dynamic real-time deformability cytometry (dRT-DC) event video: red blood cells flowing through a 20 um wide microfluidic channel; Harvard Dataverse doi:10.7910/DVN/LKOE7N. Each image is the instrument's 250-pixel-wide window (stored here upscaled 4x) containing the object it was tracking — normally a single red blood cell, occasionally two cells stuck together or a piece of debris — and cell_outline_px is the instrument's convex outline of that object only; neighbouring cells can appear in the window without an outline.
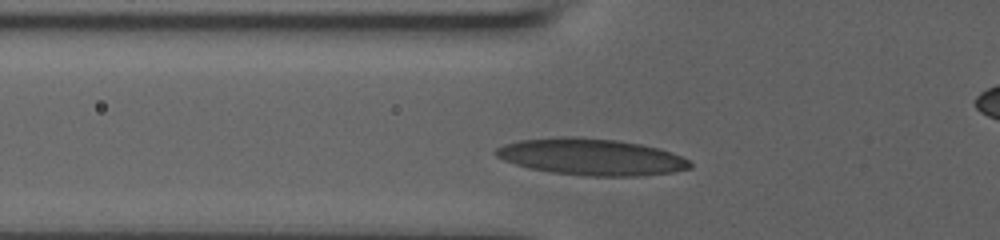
{"species": "human", "species_latin": "Homo sapiens", "temperature_condition": "room temperature", "stored_images_in_passage": 22, "camera_frame_rate_fps": 3000, "um_per_image_px": 0.085, "donor": {"sex": "male"}, "frame": {"image": 1, "passage_image": 2, "time_ms": 0.333, "image_size_px": [1000, 240], "cell_outline_px": [[692, 168], [672, 172], [636, 176], [588, 176], [552, 172], [532, 168], [516, 164], [504, 160], [496, 156], [496, 148], [504, 144], [520, 140], [560, 136], [576, 136], [616, 140], [640, 144], [660, 148], [672, 152], [688, 160], [692, 164]], "centroid_in_image_um": [50.27, 13.33], "position_along_channel_um": 75.5, "area_um2": 41.27}}
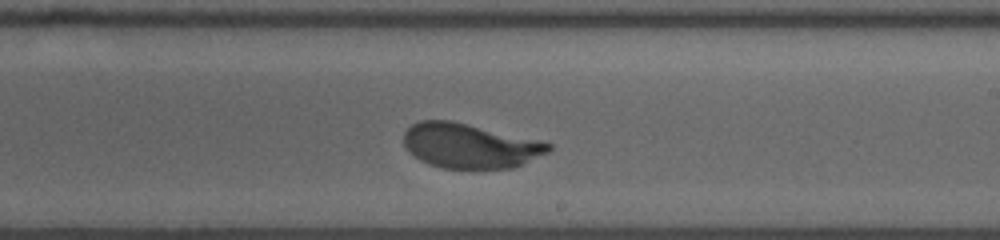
{"frame": {"image": 2, "passage_image": 14, "time_ms": 5.0, "image_size_px": [1000, 240], "cell_outline_px": [[552, 148], [548, 152], [512, 168], [472, 172], [444, 168], [428, 164], [420, 160], [408, 152], [404, 148], [404, 132], [412, 124], [420, 120], [452, 120], [536, 140], [552, 144]], "centroid_in_image_um": [39.88, 12.44], "position_along_channel_um": 249.1, "area_um2": 38.38}}
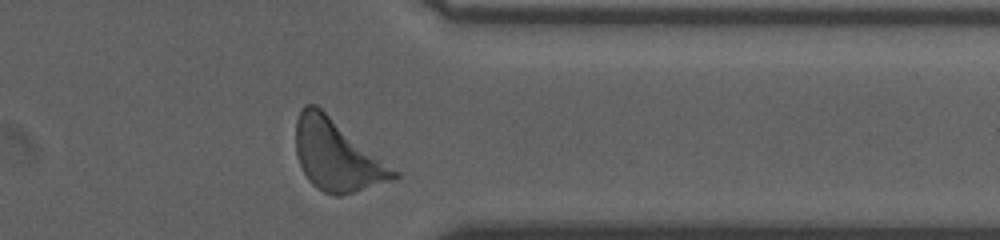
{"frame": {"image": 3, "passage_image": 22, "time_ms": 8.667, "image_size_px": [1000, 240], "cell_outline_px": [[400, 176], [392, 180], [340, 196], [336, 196], [324, 192], [316, 188], [308, 180], [300, 164], [296, 152], [296, 120], [300, 108], [304, 104], [316, 104], [400, 172]], "centroid_in_image_um": [28.63, 13.19], "position_along_channel_um": 382.8, "area_um2": 40.4}, "authors_computed_cell_mechanics": {"area_um2": 38.2347, "velocity_mm_per_s": 3.7354, "shape_relaxation_time_tau1_ms": 2.9165, "shape_relaxation_time_tau2_ms": null, "deformation_change_tau1": 0.1724, "deformation_change_tau2": null}}